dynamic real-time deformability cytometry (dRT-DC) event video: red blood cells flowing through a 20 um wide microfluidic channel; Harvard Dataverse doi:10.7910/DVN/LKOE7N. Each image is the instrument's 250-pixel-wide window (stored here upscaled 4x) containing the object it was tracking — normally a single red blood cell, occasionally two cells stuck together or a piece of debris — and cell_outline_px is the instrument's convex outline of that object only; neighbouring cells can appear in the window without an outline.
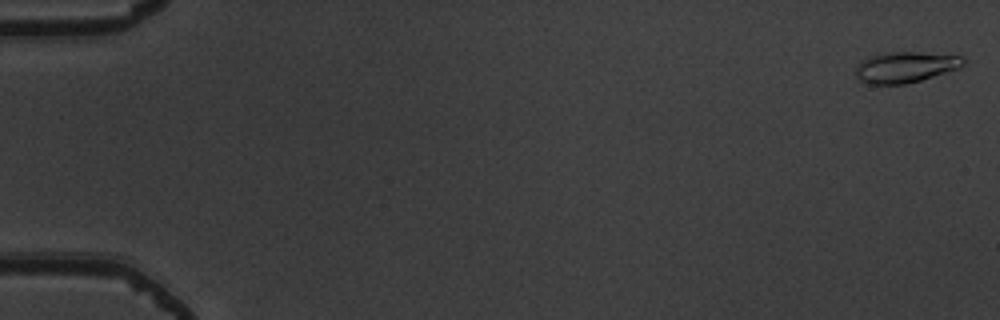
{"species": "common noctule bat (a hibernating species)", "species_latin": "Nyctalus noctula", "temperature_condition": "warm", "stored_images_in_passage": 53, "camera_frame_rate_fps": 3000, "um_per_image_px": 0.085, "animal": {"sex": "male", "body_mass_g": 19.5, "forearm_length_mm": 54.6}, "frame": {"image": 1, "passage_image": 1, "time_ms": 0.0, "image_size_px": [1000, 320], "cell_outline_px": [[964, 64], [960, 68], [920, 80], [904, 84], [868, 84], [860, 80], [856, 76], [856, 68], [860, 60], [868, 56], [880, 52], [920, 52], [960, 56], [964, 60]], "centroid_in_image_um": [76.91, 5.69], "position_along_channel_um": 8.1, "area_um2": 19.42}}
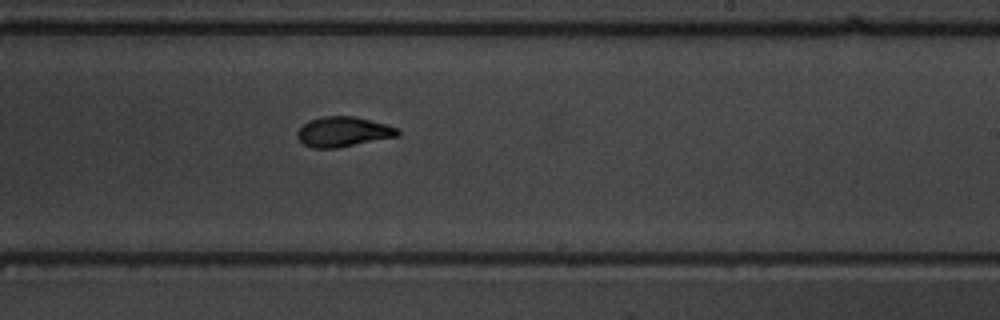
{"frame": {"image": 2, "passage_image": 33, "time_ms": 10.667, "image_size_px": [1000, 320], "cell_outline_px": [[400, 136], [340, 148], [312, 148], [304, 144], [296, 136], [296, 132], [308, 120], [324, 116], [352, 116], [388, 124], [400, 128]], "centroid_in_image_um": [29.22, 11.21], "position_along_channel_um": 259.8, "area_um2": 17.86}}
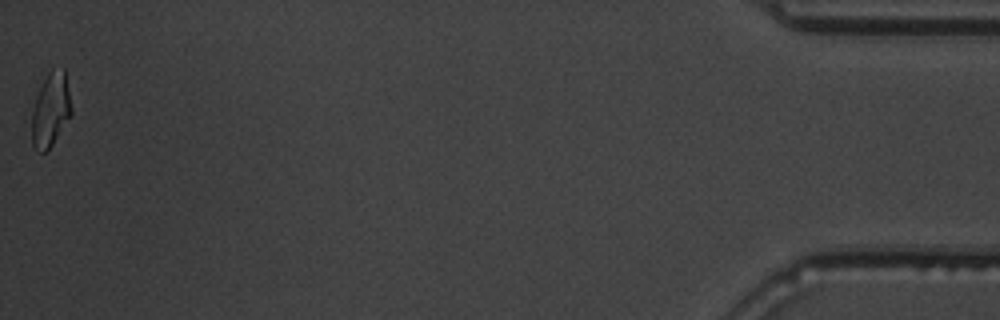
{"frame": {"image": 3, "passage_image": 53, "time_ms": 17.333, "image_size_px": [1000, 320], "cell_outline_px": [[72, 112], [52, 144], [44, 152], [36, 152], [32, 144], [32, 112], [36, 96], [48, 72], [52, 68], [64, 68], [72, 108]], "centroid_in_image_um": [4.3, 9.32], "position_along_channel_um": 430.9, "area_um2": 16.82}, "authors_computed_cell_mechanics": {"area_um2": 17.5134, "velocity_mm_per_s": 3.9083, "shape_relaxation_time_tau1_ms": 3.0904, "shape_relaxation_time_tau2_ms": 1.5494, "deformation_change_tau1": 0.1665, "deformation_change_tau2": 0.0635}}